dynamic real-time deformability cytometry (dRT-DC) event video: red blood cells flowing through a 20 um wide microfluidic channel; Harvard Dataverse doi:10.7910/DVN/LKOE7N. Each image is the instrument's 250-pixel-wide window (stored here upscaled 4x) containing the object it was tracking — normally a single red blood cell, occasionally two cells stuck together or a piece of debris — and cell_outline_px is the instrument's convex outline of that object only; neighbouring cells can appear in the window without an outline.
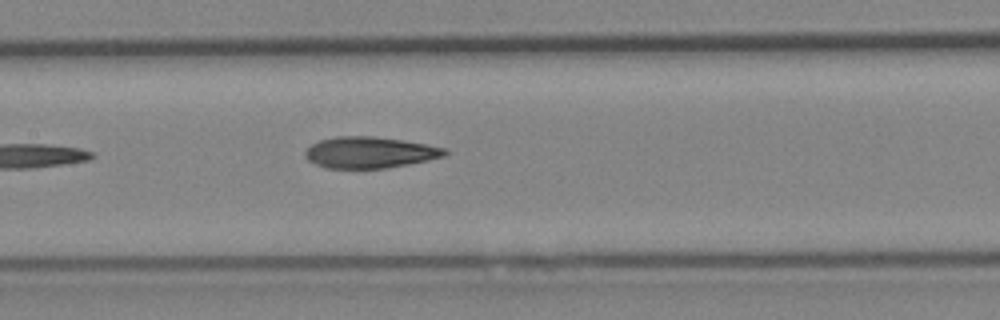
{"species": "Egyptian fruit bat (a non-hibernating species)", "species_latin": "Rousettus aegyptiacus", "temperature_condition": "cold", "stored_images_in_passage": 5, "camera_frame_rate_fps": 3000, "um_per_image_px": 0.085, "animal": {"sex": "female"}, "frame": {"image": 1, "passage_image": 5, "time_ms": 4.667, "image_size_px": [1000, 320], "cell_outline_px": [[448, 152], [444, 156], [428, 160], [408, 164], [384, 168], [324, 168], [308, 160], [304, 156], [304, 152], [312, 144], [320, 140], [336, 136], [372, 136], [400, 140], [448, 148]], "centroid_in_image_um": [31.41, 12.96], "position_along_channel_um": 176.0, "area_um2": 25.32}}